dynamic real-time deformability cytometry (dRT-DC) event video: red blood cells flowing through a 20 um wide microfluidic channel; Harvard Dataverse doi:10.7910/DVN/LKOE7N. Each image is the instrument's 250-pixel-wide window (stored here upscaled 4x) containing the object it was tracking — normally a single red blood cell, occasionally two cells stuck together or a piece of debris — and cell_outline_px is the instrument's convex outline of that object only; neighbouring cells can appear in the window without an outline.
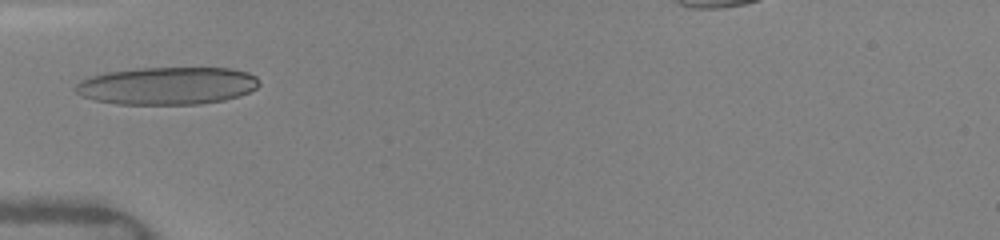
{"species": "human", "species_latin": "Homo sapiens", "temperature_condition": "warm", "stored_images_in_passage": 4, "camera_frame_rate_fps": 3000, "um_per_image_px": 0.085, "donor": {"sex": "female"}, "frame": {"image": 1, "passage_image": 1, "time_ms": 0.0, "image_size_px": [1000, 240], "cell_outline_px": [[260, 84], [256, 88], [240, 96], [224, 100], [200, 104], [120, 104], [96, 100], [80, 96], [72, 88], [80, 80], [92, 76], [108, 72], [136, 68], [232, 68], [248, 72], [256, 76], [260, 80]], "centroid_in_image_um": [14.23, 7.29], "position_along_channel_um": 70.8, "area_um2": 40.46}}